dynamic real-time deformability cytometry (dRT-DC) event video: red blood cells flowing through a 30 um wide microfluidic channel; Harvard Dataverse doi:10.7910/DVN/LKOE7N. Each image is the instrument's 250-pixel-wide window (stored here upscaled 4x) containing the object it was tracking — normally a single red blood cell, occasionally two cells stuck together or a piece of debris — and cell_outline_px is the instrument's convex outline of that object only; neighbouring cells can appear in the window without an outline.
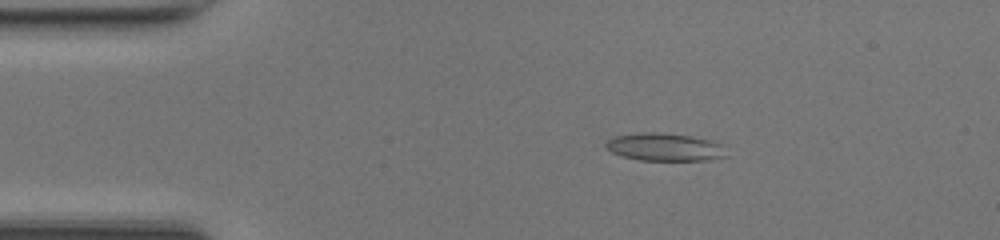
{"species": "common noctule bat (a hibernating species)", "species_latin": "Nyctalus noctula", "temperature_condition": "room temperature", "stored_images_in_passage": 49, "camera_frame_rate_fps": 3000, "um_per_image_px": 0.085, "animal": {"sex": "female", "body_mass_g": 17.0, "forearm_length_mm": 48.0}, "frame": {"image": 1, "passage_image": 9, "time_ms": 2.667, "image_size_px": [1000, 240], "cell_outline_px": [[728, 156], [708, 160], [640, 160], [624, 156], [612, 152], [604, 148], [604, 144], [608, 140], [616, 136], [636, 132], [656, 132], [692, 136], [712, 140], [724, 144]], "centroid_in_image_um": [56.54, 12.49], "position_along_channel_um": 28.5, "area_um2": 19.77}}
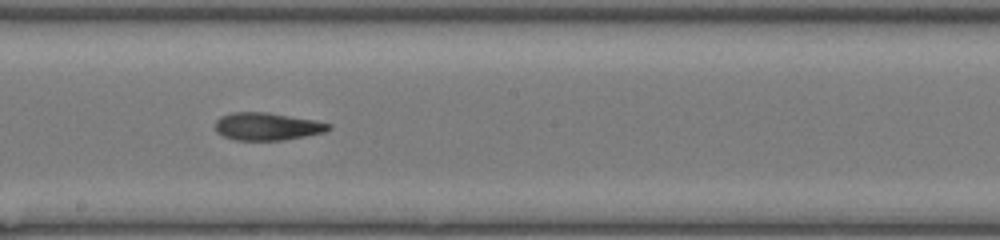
{"frame": {"image": 2, "passage_image": 27, "time_ms": 8.667, "image_size_px": [1000, 240], "cell_outline_px": [[332, 128], [324, 132], [304, 136], [280, 140], [236, 140], [224, 136], [216, 132], [216, 120], [220, 116], [232, 112], [268, 112], [316, 120], [332, 124]], "centroid_in_image_um": [22.71, 10.73], "position_along_channel_um": 225.5, "area_um2": 18.26}}
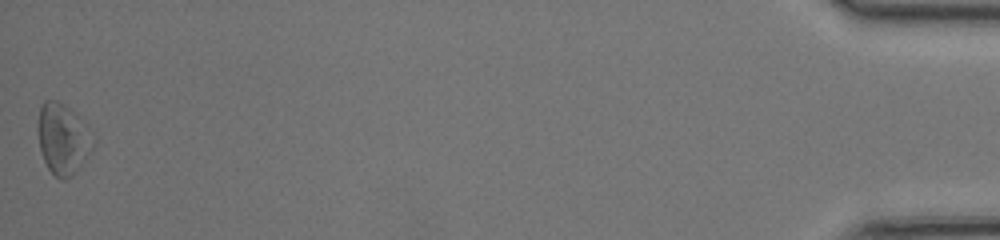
{"frame": {"image": 3, "passage_image": 49, "time_ms": 16.0, "image_size_px": [1000, 240], "cell_outline_px": [[92, 148], [84, 160], [72, 176], [64, 180], [60, 180], [48, 168], [44, 160], [40, 148], [36, 128], [40, 108], [44, 100], [56, 100], [64, 104], [72, 112]], "centroid_in_image_um": [5.19, 11.84], "position_along_channel_um": 430.0, "area_um2": 21.21}, "authors_computed_cell_mechanics": {"area_um2": 18.6116, "velocity_mm_per_s": 4.2347, "shape_relaxation_time_tau1_ms": 5.3877, "shape_relaxation_time_tau2_ms": 2.7126, "deformation_change_tau1": 0.1607, "deformation_change_tau2": 0.1032}}